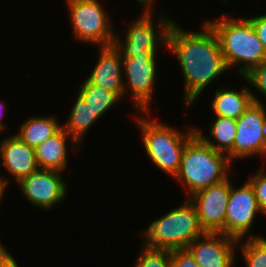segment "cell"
<instances>
[{
  "label": "cell",
  "instance_id": "obj_12",
  "mask_svg": "<svg viewBox=\"0 0 266 267\" xmlns=\"http://www.w3.org/2000/svg\"><path fill=\"white\" fill-rule=\"evenodd\" d=\"M18 185L33 206L49 210L66 197L67 186L60 171L38 169L23 177ZM59 202V203H58Z\"/></svg>",
  "mask_w": 266,
  "mask_h": 267
},
{
  "label": "cell",
  "instance_id": "obj_24",
  "mask_svg": "<svg viewBox=\"0 0 266 267\" xmlns=\"http://www.w3.org/2000/svg\"><path fill=\"white\" fill-rule=\"evenodd\" d=\"M250 184L252 185L256 200L262 214L266 215V173L264 169L257 171V173L250 177Z\"/></svg>",
  "mask_w": 266,
  "mask_h": 267
},
{
  "label": "cell",
  "instance_id": "obj_29",
  "mask_svg": "<svg viewBox=\"0 0 266 267\" xmlns=\"http://www.w3.org/2000/svg\"><path fill=\"white\" fill-rule=\"evenodd\" d=\"M4 103H2L0 101V134L2 133L3 129H5V125L4 123H2L1 119L3 118V114H4Z\"/></svg>",
  "mask_w": 266,
  "mask_h": 267
},
{
  "label": "cell",
  "instance_id": "obj_26",
  "mask_svg": "<svg viewBox=\"0 0 266 267\" xmlns=\"http://www.w3.org/2000/svg\"><path fill=\"white\" fill-rule=\"evenodd\" d=\"M171 267H199V265L185 248L171 250Z\"/></svg>",
  "mask_w": 266,
  "mask_h": 267
},
{
  "label": "cell",
  "instance_id": "obj_20",
  "mask_svg": "<svg viewBox=\"0 0 266 267\" xmlns=\"http://www.w3.org/2000/svg\"><path fill=\"white\" fill-rule=\"evenodd\" d=\"M74 101L70 111L69 119L63 128L69 133L72 139L79 144L83 140L87 130L96 122L99 117L79 94Z\"/></svg>",
  "mask_w": 266,
  "mask_h": 267
},
{
  "label": "cell",
  "instance_id": "obj_5",
  "mask_svg": "<svg viewBox=\"0 0 266 267\" xmlns=\"http://www.w3.org/2000/svg\"><path fill=\"white\" fill-rule=\"evenodd\" d=\"M186 200L178 208L153 221L142 232V244L148 248L171 251L185 249L195 238L203 236L196 208L189 198Z\"/></svg>",
  "mask_w": 266,
  "mask_h": 267
},
{
  "label": "cell",
  "instance_id": "obj_1",
  "mask_svg": "<svg viewBox=\"0 0 266 267\" xmlns=\"http://www.w3.org/2000/svg\"><path fill=\"white\" fill-rule=\"evenodd\" d=\"M202 32H185L174 22L168 33L167 48L177 57L185 80L187 108L205 88L228 70L215 32L205 22Z\"/></svg>",
  "mask_w": 266,
  "mask_h": 267
},
{
  "label": "cell",
  "instance_id": "obj_3",
  "mask_svg": "<svg viewBox=\"0 0 266 267\" xmlns=\"http://www.w3.org/2000/svg\"><path fill=\"white\" fill-rule=\"evenodd\" d=\"M231 161L225 153L215 151L195 135L185 146L177 181L185 185L190 196L228 178Z\"/></svg>",
  "mask_w": 266,
  "mask_h": 267
},
{
  "label": "cell",
  "instance_id": "obj_23",
  "mask_svg": "<svg viewBox=\"0 0 266 267\" xmlns=\"http://www.w3.org/2000/svg\"><path fill=\"white\" fill-rule=\"evenodd\" d=\"M133 267H171V251L148 248L144 244Z\"/></svg>",
  "mask_w": 266,
  "mask_h": 267
},
{
  "label": "cell",
  "instance_id": "obj_21",
  "mask_svg": "<svg viewBox=\"0 0 266 267\" xmlns=\"http://www.w3.org/2000/svg\"><path fill=\"white\" fill-rule=\"evenodd\" d=\"M84 81L78 94L86 100L99 118L121 99L116 93L110 90L91 84L87 79Z\"/></svg>",
  "mask_w": 266,
  "mask_h": 267
},
{
  "label": "cell",
  "instance_id": "obj_31",
  "mask_svg": "<svg viewBox=\"0 0 266 267\" xmlns=\"http://www.w3.org/2000/svg\"><path fill=\"white\" fill-rule=\"evenodd\" d=\"M155 0H136V2L141 6H152Z\"/></svg>",
  "mask_w": 266,
  "mask_h": 267
},
{
  "label": "cell",
  "instance_id": "obj_22",
  "mask_svg": "<svg viewBox=\"0 0 266 267\" xmlns=\"http://www.w3.org/2000/svg\"><path fill=\"white\" fill-rule=\"evenodd\" d=\"M242 242L241 251L248 267H266V238L250 235Z\"/></svg>",
  "mask_w": 266,
  "mask_h": 267
},
{
  "label": "cell",
  "instance_id": "obj_28",
  "mask_svg": "<svg viewBox=\"0 0 266 267\" xmlns=\"http://www.w3.org/2000/svg\"><path fill=\"white\" fill-rule=\"evenodd\" d=\"M3 244L0 243V267H19L13 256H11Z\"/></svg>",
  "mask_w": 266,
  "mask_h": 267
},
{
  "label": "cell",
  "instance_id": "obj_7",
  "mask_svg": "<svg viewBox=\"0 0 266 267\" xmlns=\"http://www.w3.org/2000/svg\"><path fill=\"white\" fill-rule=\"evenodd\" d=\"M73 33L82 42L109 46L114 43L115 31L107 13L97 0H66Z\"/></svg>",
  "mask_w": 266,
  "mask_h": 267
},
{
  "label": "cell",
  "instance_id": "obj_25",
  "mask_svg": "<svg viewBox=\"0 0 266 267\" xmlns=\"http://www.w3.org/2000/svg\"><path fill=\"white\" fill-rule=\"evenodd\" d=\"M243 78L266 97V60L253 67Z\"/></svg>",
  "mask_w": 266,
  "mask_h": 267
},
{
  "label": "cell",
  "instance_id": "obj_4",
  "mask_svg": "<svg viewBox=\"0 0 266 267\" xmlns=\"http://www.w3.org/2000/svg\"><path fill=\"white\" fill-rule=\"evenodd\" d=\"M136 117L139 130L143 134L142 140L146 154L161 171L173 177L176 176L181 162V157L186 144L196 135L195 128H190L187 133H182L167 124H161L157 120ZM148 116V118H147Z\"/></svg>",
  "mask_w": 266,
  "mask_h": 267
},
{
  "label": "cell",
  "instance_id": "obj_10",
  "mask_svg": "<svg viewBox=\"0 0 266 267\" xmlns=\"http://www.w3.org/2000/svg\"><path fill=\"white\" fill-rule=\"evenodd\" d=\"M260 210L254 189L249 181L238 187L230 181L229 202L226 209L224 234L242 241Z\"/></svg>",
  "mask_w": 266,
  "mask_h": 267
},
{
  "label": "cell",
  "instance_id": "obj_6",
  "mask_svg": "<svg viewBox=\"0 0 266 267\" xmlns=\"http://www.w3.org/2000/svg\"><path fill=\"white\" fill-rule=\"evenodd\" d=\"M145 8V12L142 13L140 18L135 20V22H131L132 24H128L124 41H120L118 35L115 36L113 44L120 51L121 57L156 55V46L162 44L167 47L168 33L175 21L165 16H160L158 17L160 19H158L157 29L152 21L153 6L147 5Z\"/></svg>",
  "mask_w": 266,
  "mask_h": 267
},
{
  "label": "cell",
  "instance_id": "obj_17",
  "mask_svg": "<svg viewBox=\"0 0 266 267\" xmlns=\"http://www.w3.org/2000/svg\"><path fill=\"white\" fill-rule=\"evenodd\" d=\"M262 103L246 86L241 91L218 89L212 100V110L215 116L238 119L253 103Z\"/></svg>",
  "mask_w": 266,
  "mask_h": 267
},
{
  "label": "cell",
  "instance_id": "obj_13",
  "mask_svg": "<svg viewBox=\"0 0 266 267\" xmlns=\"http://www.w3.org/2000/svg\"><path fill=\"white\" fill-rule=\"evenodd\" d=\"M239 243L237 239L223 233H204L195 238L186 249L199 267H233L234 250Z\"/></svg>",
  "mask_w": 266,
  "mask_h": 267
},
{
  "label": "cell",
  "instance_id": "obj_33",
  "mask_svg": "<svg viewBox=\"0 0 266 267\" xmlns=\"http://www.w3.org/2000/svg\"><path fill=\"white\" fill-rule=\"evenodd\" d=\"M4 190H5L4 187H0V202L2 201L1 199H2V197L4 195Z\"/></svg>",
  "mask_w": 266,
  "mask_h": 267
},
{
  "label": "cell",
  "instance_id": "obj_2",
  "mask_svg": "<svg viewBox=\"0 0 266 267\" xmlns=\"http://www.w3.org/2000/svg\"><path fill=\"white\" fill-rule=\"evenodd\" d=\"M223 16L220 20L206 23L215 32L225 63L243 77L253 67L266 60V51L248 19Z\"/></svg>",
  "mask_w": 266,
  "mask_h": 267
},
{
  "label": "cell",
  "instance_id": "obj_9",
  "mask_svg": "<svg viewBox=\"0 0 266 267\" xmlns=\"http://www.w3.org/2000/svg\"><path fill=\"white\" fill-rule=\"evenodd\" d=\"M265 117V105L253 102L248 109L236 120L237 131L233 148L226 154L228 159H242L263 155L265 158V143L262 133Z\"/></svg>",
  "mask_w": 266,
  "mask_h": 267
},
{
  "label": "cell",
  "instance_id": "obj_18",
  "mask_svg": "<svg viewBox=\"0 0 266 267\" xmlns=\"http://www.w3.org/2000/svg\"><path fill=\"white\" fill-rule=\"evenodd\" d=\"M61 128L62 125L59 124L55 117H32L23 122L17 135L25 144L36 148Z\"/></svg>",
  "mask_w": 266,
  "mask_h": 267
},
{
  "label": "cell",
  "instance_id": "obj_30",
  "mask_svg": "<svg viewBox=\"0 0 266 267\" xmlns=\"http://www.w3.org/2000/svg\"><path fill=\"white\" fill-rule=\"evenodd\" d=\"M264 143H265V157H266V109H265V117H264V123L262 128Z\"/></svg>",
  "mask_w": 266,
  "mask_h": 267
},
{
  "label": "cell",
  "instance_id": "obj_8",
  "mask_svg": "<svg viewBox=\"0 0 266 267\" xmlns=\"http://www.w3.org/2000/svg\"><path fill=\"white\" fill-rule=\"evenodd\" d=\"M156 55H144V57H122L124 94L131 91L134 107L139 112L149 113L150 102L157 76ZM128 82V83H127ZM150 109V110H149Z\"/></svg>",
  "mask_w": 266,
  "mask_h": 267
},
{
  "label": "cell",
  "instance_id": "obj_27",
  "mask_svg": "<svg viewBox=\"0 0 266 267\" xmlns=\"http://www.w3.org/2000/svg\"><path fill=\"white\" fill-rule=\"evenodd\" d=\"M247 19L251 22L258 38L262 42L264 50L266 51V14Z\"/></svg>",
  "mask_w": 266,
  "mask_h": 267
},
{
  "label": "cell",
  "instance_id": "obj_14",
  "mask_svg": "<svg viewBox=\"0 0 266 267\" xmlns=\"http://www.w3.org/2000/svg\"><path fill=\"white\" fill-rule=\"evenodd\" d=\"M96 67L86 78L91 84L124 95L123 62L120 51L114 46H100Z\"/></svg>",
  "mask_w": 266,
  "mask_h": 267
},
{
  "label": "cell",
  "instance_id": "obj_16",
  "mask_svg": "<svg viewBox=\"0 0 266 267\" xmlns=\"http://www.w3.org/2000/svg\"><path fill=\"white\" fill-rule=\"evenodd\" d=\"M72 141V147L78 148V144L62 127L56 134L38 145L35 149L37 164L40 169L56 170L64 172L67 162V139Z\"/></svg>",
  "mask_w": 266,
  "mask_h": 267
},
{
  "label": "cell",
  "instance_id": "obj_19",
  "mask_svg": "<svg viewBox=\"0 0 266 267\" xmlns=\"http://www.w3.org/2000/svg\"><path fill=\"white\" fill-rule=\"evenodd\" d=\"M215 117V120L210 124L209 138L203 136L198 129H195V133L206 145L211 146L215 151L227 154L233 148L237 131L236 119L219 116ZM215 141L217 143H215Z\"/></svg>",
  "mask_w": 266,
  "mask_h": 267
},
{
  "label": "cell",
  "instance_id": "obj_32",
  "mask_svg": "<svg viewBox=\"0 0 266 267\" xmlns=\"http://www.w3.org/2000/svg\"><path fill=\"white\" fill-rule=\"evenodd\" d=\"M9 183V180L7 178L0 176V187L6 188L7 184Z\"/></svg>",
  "mask_w": 266,
  "mask_h": 267
},
{
  "label": "cell",
  "instance_id": "obj_15",
  "mask_svg": "<svg viewBox=\"0 0 266 267\" xmlns=\"http://www.w3.org/2000/svg\"><path fill=\"white\" fill-rule=\"evenodd\" d=\"M0 156L3 167L16 182L39 169L35 149L25 144L17 134L1 141Z\"/></svg>",
  "mask_w": 266,
  "mask_h": 267
},
{
  "label": "cell",
  "instance_id": "obj_11",
  "mask_svg": "<svg viewBox=\"0 0 266 267\" xmlns=\"http://www.w3.org/2000/svg\"><path fill=\"white\" fill-rule=\"evenodd\" d=\"M230 179L202 189L189 197L194 204L198 221L204 233H223L229 202Z\"/></svg>",
  "mask_w": 266,
  "mask_h": 267
}]
</instances>
